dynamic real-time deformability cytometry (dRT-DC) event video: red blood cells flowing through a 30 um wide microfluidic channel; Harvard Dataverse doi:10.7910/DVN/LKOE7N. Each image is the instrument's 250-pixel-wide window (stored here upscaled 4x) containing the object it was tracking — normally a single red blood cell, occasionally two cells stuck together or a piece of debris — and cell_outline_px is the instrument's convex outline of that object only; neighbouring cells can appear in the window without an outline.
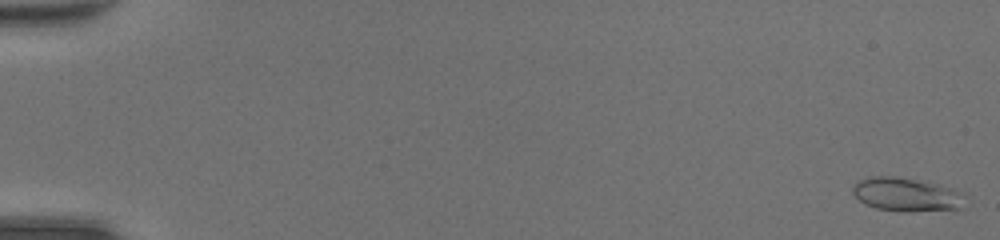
{"species": "common noctule bat (a hibernating species)", "species_latin": "Nyctalus noctula", "temperature_condition": "room temperature", "stored_images_in_passage": 48, "camera_frame_rate_fps": 3000, "um_per_image_px": 0.085, "animal": {"sex": "female", "body_mass_g": 20.0, "forearm_length_mm": 54.0}, "frame": {"image": 1, "passage_image": 1, "time_ms": 0.0, "image_size_px": [1000, 240], "cell_outline_px": [[968, 196], [956, 208], [908, 212], [904, 212], [876, 208], [864, 204], [852, 192], [852, 188], [860, 180], [868, 176], [896, 176], [936, 184], [948, 188]], "centroid_in_image_um": [76.97, 16.53], "position_along_channel_um": 8.0, "area_um2": 21.56}}
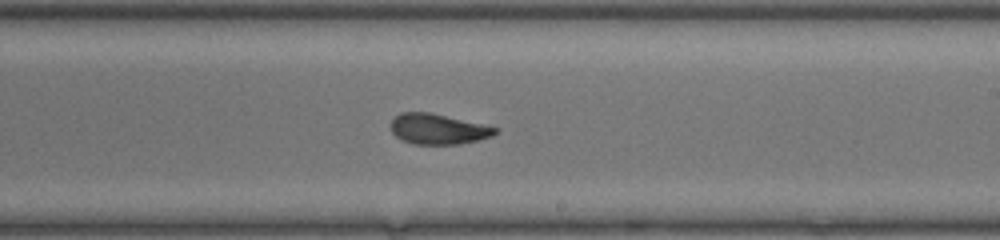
{"frame": {"image": 2, "passage_image": 30, "time_ms": 9.667, "image_size_px": [1000, 240], "cell_outline_px": [[500, 128], [492, 136], [460, 144], [412, 144], [400, 140], [392, 132], [392, 120], [400, 112], [432, 112]], "centroid_in_image_um": [37.23, 10.96], "position_along_channel_um": 251.8, "area_um2": 18.55}}
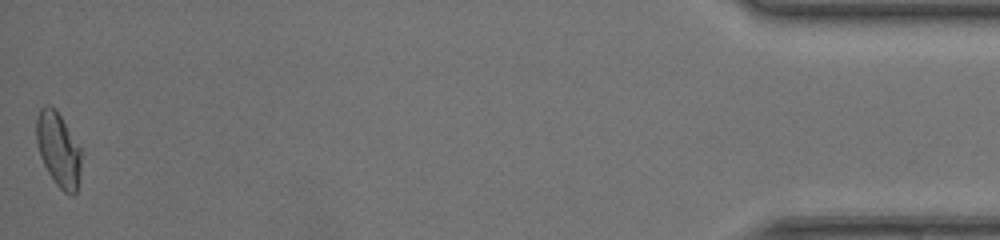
{"frame": {"image": 3, "passage_image": 48, "time_ms": 15.667, "image_size_px": [1000, 240], "cell_outline_px": [[80, 172], [76, 192], [72, 196], [64, 192], [56, 184], [48, 172], [40, 156], [36, 140], [36, 116], [40, 108], [44, 104], [48, 104], [56, 108], [80, 148]], "centroid_in_image_um": [4.93, 12.67], "position_along_channel_um": 430.3, "area_um2": 19.36}, "authors_computed_cell_mechanics": {"area_um2": 19.0162, "velocity_mm_per_s": 4.4372, "shape_relaxation_time_tau1_ms": 7.2672, "shape_relaxation_time_tau2_ms": 0.7683, "deformation_change_tau1": 0.2052, "deformation_change_tau2": 0.0608}}